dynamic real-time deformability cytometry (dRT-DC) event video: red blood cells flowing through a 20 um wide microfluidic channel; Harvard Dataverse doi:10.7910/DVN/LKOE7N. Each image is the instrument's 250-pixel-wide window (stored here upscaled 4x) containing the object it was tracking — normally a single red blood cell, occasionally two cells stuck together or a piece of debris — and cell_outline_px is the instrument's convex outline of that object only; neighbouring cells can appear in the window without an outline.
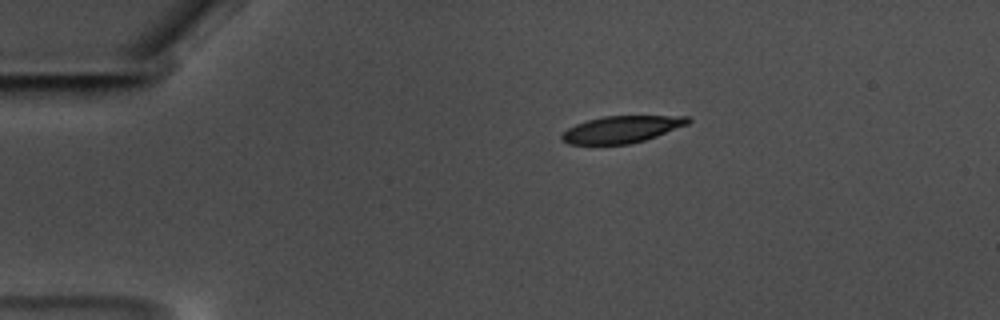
{"species": "common noctule bat (a hibernating species)", "species_latin": "Nyctalus noctula", "temperature_condition": "warm", "stored_images_in_passage": 48, "camera_frame_rate_fps": 3000, "um_per_image_px": 0.085, "animal": {"sex": "male", "body_mass_g": 17.5, "forearm_length_mm": 52.3}, "frame": {"image": 1, "passage_image": 1, "time_ms": 0.0, "image_size_px": [1000, 320], "cell_outline_px": [[692, 120], [688, 124], [656, 136], [644, 140], [628, 144], [568, 144], [560, 140], [560, 136], [568, 128], [576, 124], [588, 120], [604, 116], [688, 116]], "centroid_in_image_um": [52.82, 10.99], "position_along_channel_um": 32.2, "area_um2": 19.65}}
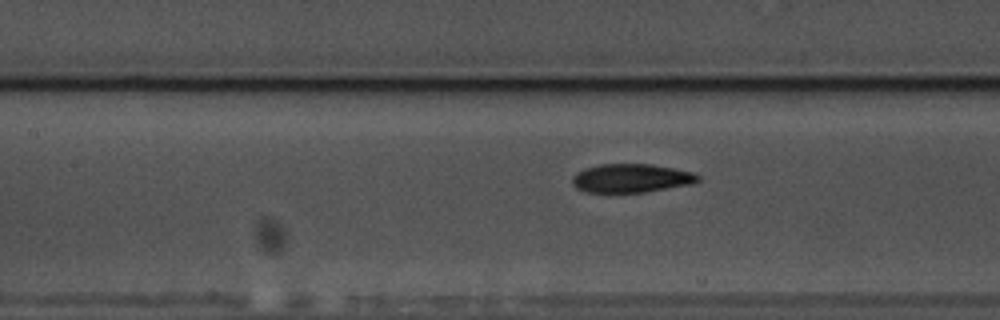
{"frame": {"image": 2, "passage_image": 16, "time_ms": 5.0, "image_size_px": [1000, 320], "cell_outline_px": [[700, 180], [696, 184], [644, 192], [584, 192], [576, 188], [572, 184], [572, 176], [576, 172], [584, 168], [600, 164], [652, 164], [692, 172], [700, 176]], "centroid_in_image_um": [53.66, 15.15], "position_along_channel_um": 153.7, "area_um2": 21.21}}
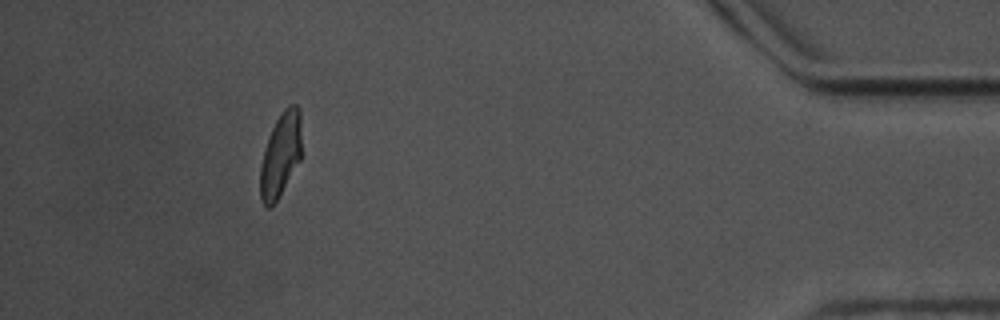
{"frame": {"image": 3, "passage_image": 43, "time_ms": 14.0, "image_size_px": [1000, 320], "cell_outline_px": [[300, 160], [272, 208], [268, 208], [264, 204], [260, 196], [260, 168], [264, 148], [268, 136], [276, 120], [284, 108], [288, 104], [296, 104], [300, 108]], "centroid_in_image_um": [23.83, 13.15], "position_along_channel_um": 411.4, "area_um2": 20.17}, "authors_computed_cell_mechanics": {"area_um2": 21.1837, "velocity_mm_per_s": 3.4931, "shape_relaxation_time_tau1_ms": 5.6275, "shape_relaxation_time_tau2_ms": 1.7244, "deformation_change_tau1": 0.1708, "deformation_change_tau2": 0.0731}}